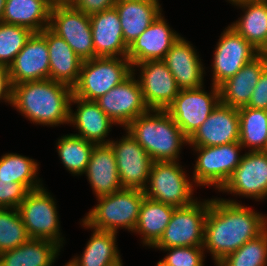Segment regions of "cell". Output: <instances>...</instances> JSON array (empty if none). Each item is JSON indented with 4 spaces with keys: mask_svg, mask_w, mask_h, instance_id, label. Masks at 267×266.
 <instances>
[{
    "mask_svg": "<svg viewBox=\"0 0 267 266\" xmlns=\"http://www.w3.org/2000/svg\"><path fill=\"white\" fill-rule=\"evenodd\" d=\"M11 85L28 81L49 79V52L46 38L33 33L24 48L16 55L8 67Z\"/></svg>",
    "mask_w": 267,
    "mask_h": 266,
    "instance_id": "obj_17",
    "label": "cell"
},
{
    "mask_svg": "<svg viewBox=\"0 0 267 266\" xmlns=\"http://www.w3.org/2000/svg\"><path fill=\"white\" fill-rule=\"evenodd\" d=\"M116 236L115 232L94 229L81 256L72 258L64 266H122Z\"/></svg>",
    "mask_w": 267,
    "mask_h": 266,
    "instance_id": "obj_29",
    "label": "cell"
},
{
    "mask_svg": "<svg viewBox=\"0 0 267 266\" xmlns=\"http://www.w3.org/2000/svg\"><path fill=\"white\" fill-rule=\"evenodd\" d=\"M52 5L55 4H70L72 0H48Z\"/></svg>",
    "mask_w": 267,
    "mask_h": 266,
    "instance_id": "obj_43",
    "label": "cell"
},
{
    "mask_svg": "<svg viewBox=\"0 0 267 266\" xmlns=\"http://www.w3.org/2000/svg\"><path fill=\"white\" fill-rule=\"evenodd\" d=\"M72 103L77 104V111L74 113L71 109ZM69 123L75 125L74 127L79 131L74 135L95 144H109L111 140L104 139L109 135L112 124L116 125L102 111L96 101L81 99L74 95L70 100Z\"/></svg>",
    "mask_w": 267,
    "mask_h": 266,
    "instance_id": "obj_22",
    "label": "cell"
},
{
    "mask_svg": "<svg viewBox=\"0 0 267 266\" xmlns=\"http://www.w3.org/2000/svg\"><path fill=\"white\" fill-rule=\"evenodd\" d=\"M163 61L180 89L204 87L205 68L189 41L180 36L166 53Z\"/></svg>",
    "mask_w": 267,
    "mask_h": 266,
    "instance_id": "obj_20",
    "label": "cell"
},
{
    "mask_svg": "<svg viewBox=\"0 0 267 266\" xmlns=\"http://www.w3.org/2000/svg\"><path fill=\"white\" fill-rule=\"evenodd\" d=\"M211 89L210 93L206 92L203 87L181 89L166 109L188 139L220 102L219 87L212 85Z\"/></svg>",
    "mask_w": 267,
    "mask_h": 266,
    "instance_id": "obj_11",
    "label": "cell"
},
{
    "mask_svg": "<svg viewBox=\"0 0 267 266\" xmlns=\"http://www.w3.org/2000/svg\"><path fill=\"white\" fill-rule=\"evenodd\" d=\"M232 5L245 12L230 26L260 53H267V0L242 1Z\"/></svg>",
    "mask_w": 267,
    "mask_h": 266,
    "instance_id": "obj_27",
    "label": "cell"
},
{
    "mask_svg": "<svg viewBox=\"0 0 267 266\" xmlns=\"http://www.w3.org/2000/svg\"><path fill=\"white\" fill-rule=\"evenodd\" d=\"M133 73L127 57H94L83 61L73 95L96 101L113 87L121 84Z\"/></svg>",
    "mask_w": 267,
    "mask_h": 266,
    "instance_id": "obj_5",
    "label": "cell"
},
{
    "mask_svg": "<svg viewBox=\"0 0 267 266\" xmlns=\"http://www.w3.org/2000/svg\"><path fill=\"white\" fill-rule=\"evenodd\" d=\"M39 164L32 158L17 153H6L0 158V179L24 184L29 190L42 187L37 180Z\"/></svg>",
    "mask_w": 267,
    "mask_h": 266,
    "instance_id": "obj_34",
    "label": "cell"
},
{
    "mask_svg": "<svg viewBox=\"0 0 267 266\" xmlns=\"http://www.w3.org/2000/svg\"><path fill=\"white\" fill-rule=\"evenodd\" d=\"M175 208L172 205L144 197L133 232L141 234L145 246L153 247L159 241Z\"/></svg>",
    "mask_w": 267,
    "mask_h": 266,
    "instance_id": "obj_31",
    "label": "cell"
},
{
    "mask_svg": "<svg viewBox=\"0 0 267 266\" xmlns=\"http://www.w3.org/2000/svg\"><path fill=\"white\" fill-rule=\"evenodd\" d=\"M94 145L74 134H67L58 139L56 149L66 170L78 176L85 173Z\"/></svg>",
    "mask_w": 267,
    "mask_h": 266,
    "instance_id": "obj_33",
    "label": "cell"
},
{
    "mask_svg": "<svg viewBox=\"0 0 267 266\" xmlns=\"http://www.w3.org/2000/svg\"><path fill=\"white\" fill-rule=\"evenodd\" d=\"M51 6L48 0H6L2 22L38 33L49 27Z\"/></svg>",
    "mask_w": 267,
    "mask_h": 266,
    "instance_id": "obj_28",
    "label": "cell"
},
{
    "mask_svg": "<svg viewBox=\"0 0 267 266\" xmlns=\"http://www.w3.org/2000/svg\"><path fill=\"white\" fill-rule=\"evenodd\" d=\"M61 246L44 239L30 238L19 247L0 254V266H52Z\"/></svg>",
    "mask_w": 267,
    "mask_h": 266,
    "instance_id": "obj_30",
    "label": "cell"
},
{
    "mask_svg": "<svg viewBox=\"0 0 267 266\" xmlns=\"http://www.w3.org/2000/svg\"><path fill=\"white\" fill-rule=\"evenodd\" d=\"M18 210L30 238L49 240L63 246L56 202L43 186L30 190Z\"/></svg>",
    "mask_w": 267,
    "mask_h": 266,
    "instance_id": "obj_9",
    "label": "cell"
},
{
    "mask_svg": "<svg viewBox=\"0 0 267 266\" xmlns=\"http://www.w3.org/2000/svg\"><path fill=\"white\" fill-rule=\"evenodd\" d=\"M6 0H0V22H2V15L5 7Z\"/></svg>",
    "mask_w": 267,
    "mask_h": 266,
    "instance_id": "obj_44",
    "label": "cell"
},
{
    "mask_svg": "<svg viewBox=\"0 0 267 266\" xmlns=\"http://www.w3.org/2000/svg\"><path fill=\"white\" fill-rule=\"evenodd\" d=\"M229 3L232 2V4H235V3H239V2H242V1H252V0H228Z\"/></svg>",
    "mask_w": 267,
    "mask_h": 266,
    "instance_id": "obj_45",
    "label": "cell"
},
{
    "mask_svg": "<svg viewBox=\"0 0 267 266\" xmlns=\"http://www.w3.org/2000/svg\"><path fill=\"white\" fill-rule=\"evenodd\" d=\"M161 13L128 47L127 58L134 68L149 60H163L173 43L180 37L172 30Z\"/></svg>",
    "mask_w": 267,
    "mask_h": 266,
    "instance_id": "obj_19",
    "label": "cell"
},
{
    "mask_svg": "<svg viewBox=\"0 0 267 266\" xmlns=\"http://www.w3.org/2000/svg\"><path fill=\"white\" fill-rule=\"evenodd\" d=\"M144 197V190L131 188L98 197L99 204L82 219V226L115 233L119 228L133 232Z\"/></svg>",
    "mask_w": 267,
    "mask_h": 266,
    "instance_id": "obj_4",
    "label": "cell"
},
{
    "mask_svg": "<svg viewBox=\"0 0 267 266\" xmlns=\"http://www.w3.org/2000/svg\"><path fill=\"white\" fill-rule=\"evenodd\" d=\"M49 28L62 37L82 60L94 58L90 16L70 4L51 6Z\"/></svg>",
    "mask_w": 267,
    "mask_h": 266,
    "instance_id": "obj_10",
    "label": "cell"
},
{
    "mask_svg": "<svg viewBox=\"0 0 267 266\" xmlns=\"http://www.w3.org/2000/svg\"><path fill=\"white\" fill-rule=\"evenodd\" d=\"M240 142L220 146H193L198 158L193 171L197 186H215L220 190L239 165L243 155ZM240 155V156H239Z\"/></svg>",
    "mask_w": 267,
    "mask_h": 266,
    "instance_id": "obj_8",
    "label": "cell"
},
{
    "mask_svg": "<svg viewBox=\"0 0 267 266\" xmlns=\"http://www.w3.org/2000/svg\"><path fill=\"white\" fill-rule=\"evenodd\" d=\"M96 198L122 190L116 157L110 144H95L85 171Z\"/></svg>",
    "mask_w": 267,
    "mask_h": 266,
    "instance_id": "obj_24",
    "label": "cell"
},
{
    "mask_svg": "<svg viewBox=\"0 0 267 266\" xmlns=\"http://www.w3.org/2000/svg\"><path fill=\"white\" fill-rule=\"evenodd\" d=\"M209 205V199H196L191 205L175 208L162 237L152 248L203 247Z\"/></svg>",
    "mask_w": 267,
    "mask_h": 266,
    "instance_id": "obj_7",
    "label": "cell"
},
{
    "mask_svg": "<svg viewBox=\"0 0 267 266\" xmlns=\"http://www.w3.org/2000/svg\"><path fill=\"white\" fill-rule=\"evenodd\" d=\"M113 148L120 183L123 188L144 190L148 184L153 160L136 139L126 130L119 141L109 142Z\"/></svg>",
    "mask_w": 267,
    "mask_h": 266,
    "instance_id": "obj_13",
    "label": "cell"
},
{
    "mask_svg": "<svg viewBox=\"0 0 267 266\" xmlns=\"http://www.w3.org/2000/svg\"><path fill=\"white\" fill-rule=\"evenodd\" d=\"M32 34L28 28L0 22V65L9 67Z\"/></svg>",
    "mask_w": 267,
    "mask_h": 266,
    "instance_id": "obj_37",
    "label": "cell"
},
{
    "mask_svg": "<svg viewBox=\"0 0 267 266\" xmlns=\"http://www.w3.org/2000/svg\"><path fill=\"white\" fill-rule=\"evenodd\" d=\"M247 107L267 110V67L261 73Z\"/></svg>",
    "mask_w": 267,
    "mask_h": 266,
    "instance_id": "obj_40",
    "label": "cell"
},
{
    "mask_svg": "<svg viewBox=\"0 0 267 266\" xmlns=\"http://www.w3.org/2000/svg\"><path fill=\"white\" fill-rule=\"evenodd\" d=\"M159 0H117L125 44L129 45L162 13Z\"/></svg>",
    "mask_w": 267,
    "mask_h": 266,
    "instance_id": "obj_26",
    "label": "cell"
},
{
    "mask_svg": "<svg viewBox=\"0 0 267 266\" xmlns=\"http://www.w3.org/2000/svg\"><path fill=\"white\" fill-rule=\"evenodd\" d=\"M239 142L238 109L221 102L188 139L191 146H220Z\"/></svg>",
    "mask_w": 267,
    "mask_h": 266,
    "instance_id": "obj_18",
    "label": "cell"
},
{
    "mask_svg": "<svg viewBox=\"0 0 267 266\" xmlns=\"http://www.w3.org/2000/svg\"><path fill=\"white\" fill-rule=\"evenodd\" d=\"M183 170L178 161L153 162L145 196L176 208L191 205L196 201L192 196L194 185Z\"/></svg>",
    "mask_w": 267,
    "mask_h": 266,
    "instance_id": "obj_6",
    "label": "cell"
},
{
    "mask_svg": "<svg viewBox=\"0 0 267 266\" xmlns=\"http://www.w3.org/2000/svg\"><path fill=\"white\" fill-rule=\"evenodd\" d=\"M220 191L256 201L267 199V151L246 152Z\"/></svg>",
    "mask_w": 267,
    "mask_h": 266,
    "instance_id": "obj_15",
    "label": "cell"
},
{
    "mask_svg": "<svg viewBox=\"0 0 267 266\" xmlns=\"http://www.w3.org/2000/svg\"><path fill=\"white\" fill-rule=\"evenodd\" d=\"M72 87L50 79L12 86L11 106L31 123L59 126L69 123Z\"/></svg>",
    "mask_w": 267,
    "mask_h": 266,
    "instance_id": "obj_2",
    "label": "cell"
},
{
    "mask_svg": "<svg viewBox=\"0 0 267 266\" xmlns=\"http://www.w3.org/2000/svg\"><path fill=\"white\" fill-rule=\"evenodd\" d=\"M133 73L121 84L96 100L102 111L116 124L126 127L132 120L150 109L146 105L141 86Z\"/></svg>",
    "mask_w": 267,
    "mask_h": 266,
    "instance_id": "obj_14",
    "label": "cell"
},
{
    "mask_svg": "<svg viewBox=\"0 0 267 266\" xmlns=\"http://www.w3.org/2000/svg\"><path fill=\"white\" fill-rule=\"evenodd\" d=\"M168 251L162 261L168 266H204V249L203 247H171L159 249Z\"/></svg>",
    "mask_w": 267,
    "mask_h": 266,
    "instance_id": "obj_38",
    "label": "cell"
},
{
    "mask_svg": "<svg viewBox=\"0 0 267 266\" xmlns=\"http://www.w3.org/2000/svg\"><path fill=\"white\" fill-rule=\"evenodd\" d=\"M267 229V216L236 200L210 199L205 220L203 249L217 265L227 255Z\"/></svg>",
    "mask_w": 267,
    "mask_h": 266,
    "instance_id": "obj_1",
    "label": "cell"
},
{
    "mask_svg": "<svg viewBox=\"0 0 267 266\" xmlns=\"http://www.w3.org/2000/svg\"><path fill=\"white\" fill-rule=\"evenodd\" d=\"M141 70L138 79L143 98L150 110H166L181 90L163 60L135 64Z\"/></svg>",
    "mask_w": 267,
    "mask_h": 266,
    "instance_id": "obj_16",
    "label": "cell"
},
{
    "mask_svg": "<svg viewBox=\"0 0 267 266\" xmlns=\"http://www.w3.org/2000/svg\"><path fill=\"white\" fill-rule=\"evenodd\" d=\"M116 2L117 0H72L70 5L90 16L113 8Z\"/></svg>",
    "mask_w": 267,
    "mask_h": 266,
    "instance_id": "obj_41",
    "label": "cell"
},
{
    "mask_svg": "<svg viewBox=\"0 0 267 266\" xmlns=\"http://www.w3.org/2000/svg\"><path fill=\"white\" fill-rule=\"evenodd\" d=\"M216 266H267V229L227 255Z\"/></svg>",
    "mask_w": 267,
    "mask_h": 266,
    "instance_id": "obj_36",
    "label": "cell"
},
{
    "mask_svg": "<svg viewBox=\"0 0 267 266\" xmlns=\"http://www.w3.org/2000/svg\"><path fill=\"white\" fill-rule=\"evenodd\" d=\"M124 129L145 149L153 162L179 161L183 144H188V138L166 110H149Z\"/></svg>",
    "mask_w": 267,
    "mask_h": 266,
    "instance_id": "obj_3",
    "label": "cell"
},
{
    "mask_svg": "<svg viewBox=\"0 0 267 266\" xmlns=\"http://www.w3.org/2000/svg\"><path fill=\"white\" fill-rule=\"evenodd\" d=\"M11 105L12 85L9 79L8 67L0 65V100Z\"/></svg>",
    "mask_w": 267,
    "mask_h": 266,
    "instance_id": "obj_42",
    "label": "cell"
},
{
    "mask_svg": "<svg viewBox=\"0 0 267 266\" xmlns=\"http://www.w3.org/2000/svg\"><path fill=\"white\" fill-rule=\"evenodd\" d=\"M239 142L249 151H266L267 145V110L249 108L238 109Z\"/></svg>",
    "mask_w": 267,
    "mask_h": 266,
    "instance_id": "obj_32",
    "label": "cell"
},
{
    "mask_svg": "<svg viewBox=\"0 0 267 266\" xmlns=\"http://www.w3.org/2000/svg\"><path fill=\"white\" fill-rule=\"evenodd\" d=\"M94 57H127L119 13L115 7L90 15Z\"/></svg>",
    "mask_w": 267,
    "mask_h": 266,
    "instance_id": "obj_21",
    "label": "cell"
},
{
    "mask_svg": "<svg viewBox=\"0 0 267 266\" xmlns=\"http://www.w3.org/2000/svg\"><path fill=\"white\" fill-rule=\"evenodd\" d=\"M266 67L267 53H260L219 86L220 102L237 109L247 106L254 87Z\"/></svg>",
    "mask_w": 267,
    "mask_h": 266,
    "instance_id": "obj_23",
    "label": "cell"
},
{
    "mask_svg": "<svg viewBox=\"0 0 267 266\" xmlns=\"http://www.w3.org/2000/svg\"><path fill=\"white\" fill-rule=\"evenodd\" d=\"M30 239L18 208H0V254Z\"/></svg>",
    "mask_w": 267,
    "mask_h": 266,
    "instance_id": "obj_35",
    "label": "cell"
},
{
    "mask_svg": "<svg viewBox=\"0 0 267 266\" xmlns=\"http://www.w3.org/2000/svg\"><path fill=\"white\" fill-rule=\"evenodd\" d=\"M29 191L24 184L0 179V208H18Z\"/></svg>",
    "mask_w": 267,
    "mask_h": 266,
    "instance_id": "obj_39",
    "label": "cell"
},
{
    "mask_svg": "<svg viewBox=\"0 0 267 266\" xmlns=\"http://www.w3.org/2000/svg\"><path fill=\"white\" fill-rule=\"evenodd\" d=\"M47 41L49 52V79L73 87L79 78L83 61L70 45L49 27L40 32Z\"/></svg>",
    "mask_w": 267,
    "mask_h": 266,
    "instance_id": "obj_25",
    "label": "cell"
},
{
    "mask_svg": "<svg viewBox=\"0 0 267 266\" xmlns=\"http://www.w3.org/2000/svg\"><path fill=\"white\" fill-rule=\"evenodd\" d=\"M260 52L232 26L223 31L214 51L212 85L219 87Z\"/></svg>",
    "mask_w": 267,
    "mask_h": 266,
    "instance_id": "obj_12",
    "label": "cell"
},
{
    "mask_svg": "<svg viewBox=\"0 0 267 266\" xmlns=\"http://www.w3.org/2000/svg\"><path fill=\"white\" fill-rule=\"evenodd\" d=\"M156 266H168L165 262H163L162 260H160Z\"/></svg>",
    "mask_w": 267,
    "mask_h": 266,
    "instance_id": "obj_46",
    "label": "cell"
}]
</instances>
